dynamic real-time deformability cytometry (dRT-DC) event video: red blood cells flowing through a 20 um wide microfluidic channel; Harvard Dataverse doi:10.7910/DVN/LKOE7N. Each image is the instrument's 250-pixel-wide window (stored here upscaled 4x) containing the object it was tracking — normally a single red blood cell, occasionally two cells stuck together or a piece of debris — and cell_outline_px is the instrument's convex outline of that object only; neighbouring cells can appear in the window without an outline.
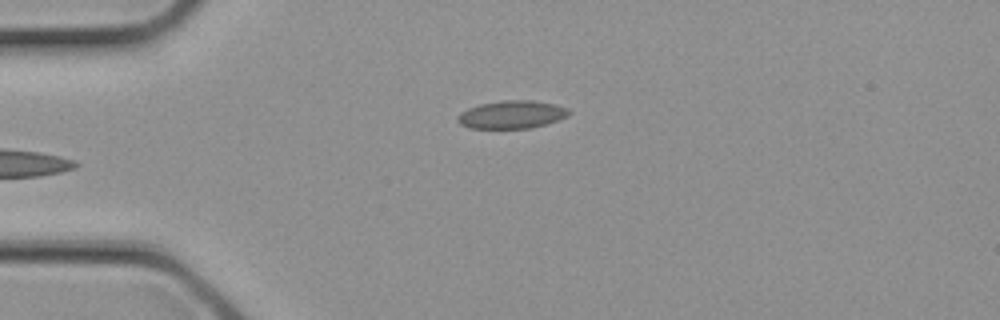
{"species": "common noctule bat (a hibernating species)", "species_latin": "Nyctalus noctula", "temperature_condition": "cold", "stored_images_in_passage": 2, "camera_frame_rate_fps": 3000, "um_per_image_px": 0.085, "animal": {"sex": "female", "body_mass_g": 21.9}, "frame": {"image": 1, "passage_image": 2, "time_ms": 0.333, "image_size_px": [1000, 320], "cell_outline_px": [[572, 112], [568, 116], [532, 128], [468, 128], [460, 124], [456, 120], [456, 116], [460, 112], [468, 108], [480, 104], [504, 100], [532, 100], [552, 104], [568, 108]], "centroid_in_image_um": [43.46, 9.74], "position_along_channel_um": 41.5, "area_um2": 18.09}}